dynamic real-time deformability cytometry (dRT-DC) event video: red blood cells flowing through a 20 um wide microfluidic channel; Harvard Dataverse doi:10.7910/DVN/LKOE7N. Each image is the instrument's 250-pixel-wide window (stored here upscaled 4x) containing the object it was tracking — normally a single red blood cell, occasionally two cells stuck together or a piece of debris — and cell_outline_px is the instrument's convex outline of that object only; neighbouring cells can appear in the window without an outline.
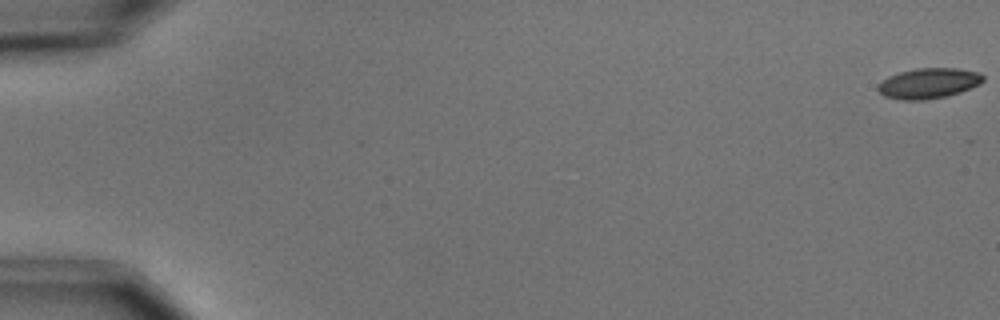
{"species": "common noctule bat (a hibernating species)", "species_latin": "Nyctalus noctula", "temperature_condition": "cold", "stored_images_in_passage": 5, "camera_frame_rate_fps": 3000, "um_per_image_px": 0.085, "animal": {"sex": "male", "body_mass_g": 15.6}, "frame": {"image": 1, "passage_image": 1, "time_ms": 0.0, "image_size_px": [1000, 320], "cell_outline_px": [[984, 80], [980, 84], [960, 92], [948, 96], [924, 100], [900, 100], [884, 96], [876, 88], [888, 76], [900, 72], [916, 68], [956, 68], [980, 72], [984, 76]], "centroid_in_image_um": [78.95, 7.08], "position_along_channel_um": 6.0, "area_um2": 18.67}}
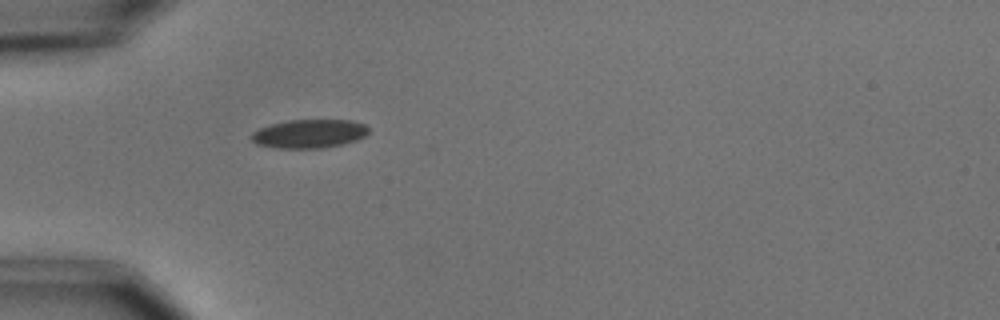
{"frame": {"image": 2, "passage_image": 5, "time_ms": 5.667, "image_size_px": [1000, 320], "cell_outline_px": [[368, 132], [364, 136], [356, 140], [324, 148], [276, 148], [256, 144], [252, 140], [252, 132], [260, 128], [272, 124], [288, 120], [352, 120], [364, 124], [368, 128]], "centroid_in_image_um": [26.27, 11.36], "position_along_channel_um": 58.7, "area_um2": 19.42}}